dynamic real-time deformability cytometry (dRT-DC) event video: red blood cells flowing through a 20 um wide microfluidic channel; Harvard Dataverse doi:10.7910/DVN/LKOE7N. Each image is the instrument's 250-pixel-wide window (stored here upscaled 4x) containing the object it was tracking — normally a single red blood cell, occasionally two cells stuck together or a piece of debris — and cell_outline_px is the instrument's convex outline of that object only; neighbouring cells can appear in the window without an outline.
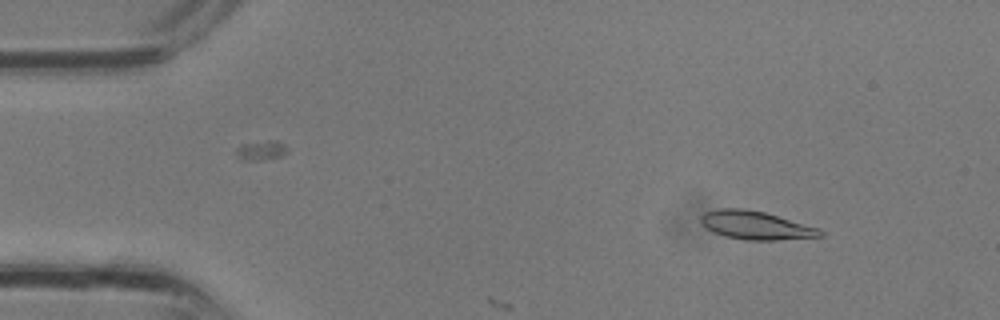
{"species": "common noctule bat (a hibernating species)", "species_latin": "Nyctalus noctula", "temperature_condition": "room temperature", "stored_images_in_passage": 6, "camera_frame_rate_fps": 3000, "um_per_image_px": 0.085, "animal": {"sex": "male", "body_mass_g": 13.3}, "frame": {"image": 1, "passage_image": 3, "time_ms": 0.667, "image_size_px": [1000, 320], "cell_outline_px": [[824, 236], [776, 240], [744, 240], [724, 236], [700, 224], [700, 216], [704, 212], [716, 208], [744, 208], [764, 212], [820, 228], [824, 232]], "centroid_in_image_um": [64.23, 19.14], "position_along_channel_um": 20.8, "area_um2": 19.83}}